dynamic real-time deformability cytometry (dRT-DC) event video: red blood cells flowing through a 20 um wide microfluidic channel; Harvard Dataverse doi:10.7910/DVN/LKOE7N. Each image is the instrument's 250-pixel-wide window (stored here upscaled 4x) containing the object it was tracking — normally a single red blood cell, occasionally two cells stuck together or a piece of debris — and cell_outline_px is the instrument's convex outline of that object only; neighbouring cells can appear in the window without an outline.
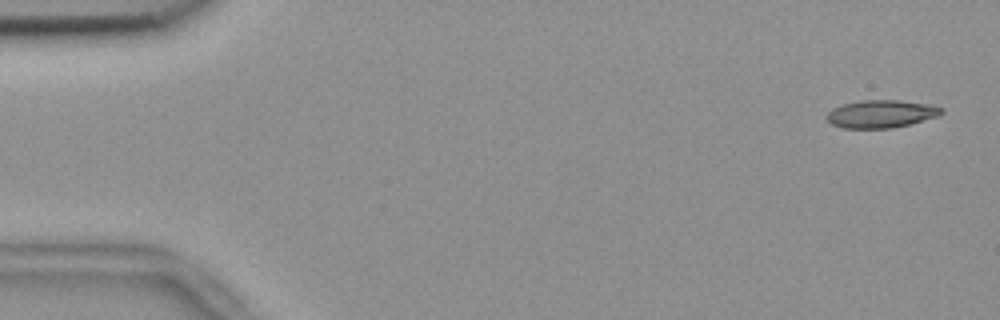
{"species": "common noctule bat (a hibernating species)", "species_latin": "Nyctalus noctula", "temperature_condition": "room temperature", "stored_images_in_passage": 55, "camera_frame_rate_fps": 3000, "um_per_image_px": 0.085, "animal": {"sex": "female", "body_mass_g": 18.4}, "frame": {"image": 1, "passage_image": 2, "time_ms": 0.333, "image_size_px": [1000, 320], "cell_outline_px": [[944, 112], [940, 116], [892, 128], [844, 128], [832, 124], [824, 116], [832, 108], [844, 104], [860, 100], [900, 100], [924, 104], [944, 108]], "centroid_in_image_um": [74.88, 9.68], "position_along_channel_um": 10.1, "area_um2": 18.5}}
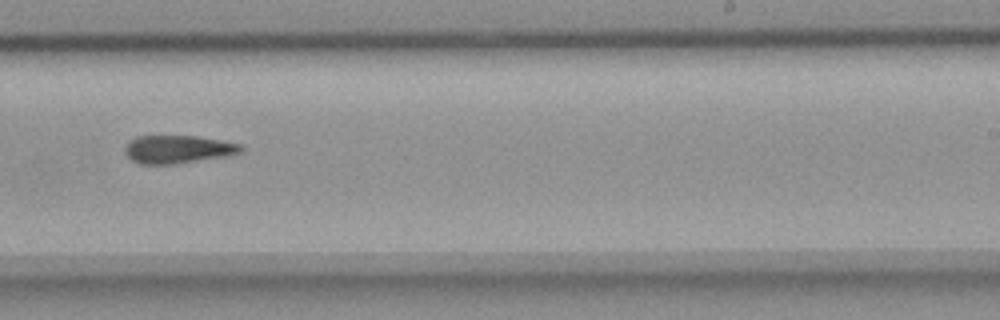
{"frame": {"image": 2, "passage_image": 34, "time_ms": 11.0, "image_size_px": [1000, 320], "cell_outline_px": [[244, 148], [240, 152], [228, 156], [176, 164], [140, 164], [132, 160], [124, 152], [124, 148], [128, 140], [136, 136], [196, 136], [220, 140], [240, 144]], "centroid_in_image_um": [15.09, 12.69], "position_along_channel_um": 273.9, "area_um2": 19.07}}
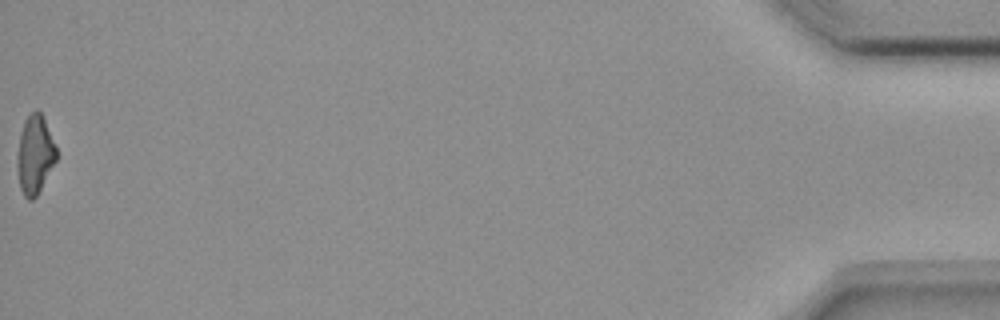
{"frame": {"image": 3, "passage_image": 55, "time_ms": 18.0, "image_size_px": [1000, 320], "cell_outline_px": [[56, 160], [36, 196], [32, 200], [28, 200], [24, 196], [20, 188], [16, 164], [16, 156], [20, 132], [24, 120], [36, 108], [40, 112], [44, 120], [56, 148]], "centroid_in_image_um": [2.92, 13.15], "position_along_channel_um": 432.3, "area_um2": 17.74}}